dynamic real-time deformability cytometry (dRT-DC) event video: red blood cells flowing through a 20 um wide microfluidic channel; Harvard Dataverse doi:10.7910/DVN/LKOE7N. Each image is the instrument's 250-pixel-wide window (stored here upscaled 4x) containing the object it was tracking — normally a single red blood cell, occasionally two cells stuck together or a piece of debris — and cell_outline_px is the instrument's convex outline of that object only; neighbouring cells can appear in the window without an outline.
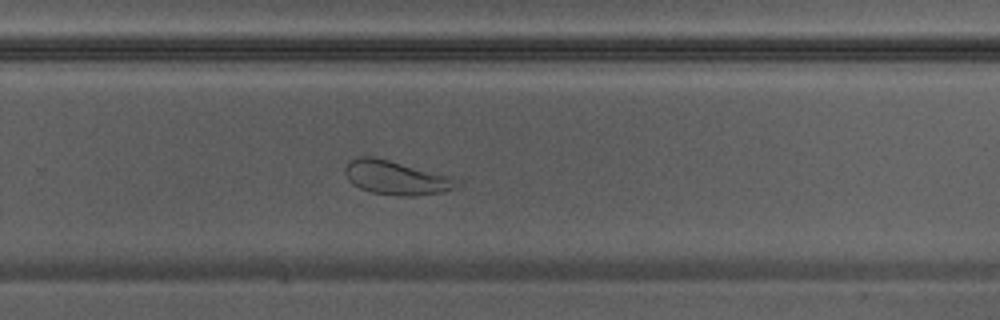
{"species": "Egyptian fruit bat (a non-hibernating species)", "species_latin": "Rousettus aegyptiacus", "temperature_condition": "warm", "stored_images_in_passage": 31, "camera_frame_rate_fps": 3000, "um_per_image_px": 0.085, "animal": {"sex": "male"}, "frame": {"image": 1, "passage_image": 26, "time_ms": 8.333, "image_size_px": [1000, 320], "cell_outline_px": [[460, 184], [456, 188], [440, 192], [412, 196], [404, 196], [372, 192], [360, 188], [352, 184], [348, 180], [344, 172], [344, 168], [352, 160], [360, 156], [372, 156], [452, 176]], "centroid_in_image_um": [33.66, 15.1], "position_along_channel_um": 296.1, "area_um2": 21.85}}
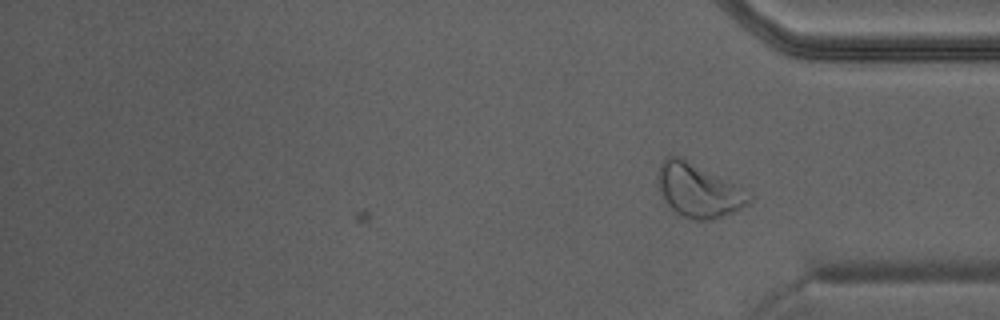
{"frame": {"image": 2, "passage_image": 31, "time_ms": 10.0, "image_size_px": [1000, 320], "cell_outline_px": [[756, 196], [748, 204], [732, 212], [712, 220], [692, 220], [676, 212], [664, 200], [660, 192], [656, 176], [660, 164], [668, 156], [680, 156], [740, 184]], "centroid_in_image_um": [59.43, 16.16], "position_along_channel_um": 375.8, "area_um2": 29.07}}